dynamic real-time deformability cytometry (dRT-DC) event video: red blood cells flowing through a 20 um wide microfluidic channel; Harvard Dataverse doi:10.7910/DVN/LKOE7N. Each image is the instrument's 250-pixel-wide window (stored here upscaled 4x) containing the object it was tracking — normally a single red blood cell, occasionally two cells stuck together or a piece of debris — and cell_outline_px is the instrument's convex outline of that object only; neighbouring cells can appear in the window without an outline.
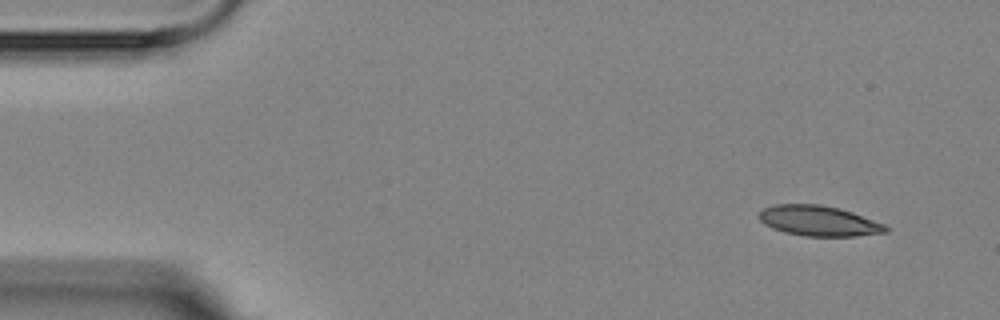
{"species": "Egyptian fruit bat (a non-hibernating species)", "species_latin": "Rousettus aegyptiacus", "temperature_condition": "room temperature", "stored_images_in_passage": 3, "camera_frame_rate_fps": 3000, "um_per_image_px": 0.085, "animal": {"sex": "female"}, "frame": {"image": 1, "passage_image": 1, "time_ms": 0.0, "image_size_px": [1000, 320], "cell_outline_px": [[888, 232], [856, 236], [804, 236], [784, 232], [772, 228], [764, 224], [756, 216], [764, 208], [776, 204], [820, 204], [840, 208], [852, 212], [884, 224], [888, 228]], "centroid_in_image_um": [69.57, 18.77], "position_along_channel_um": 15.4, "area_um2": 22.43}}
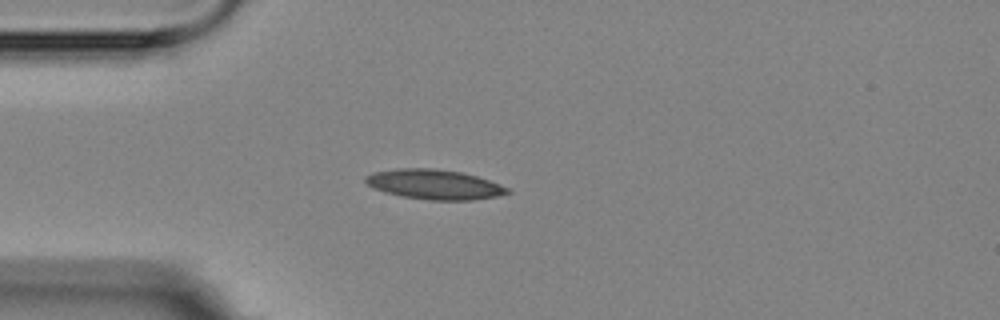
{"frame": {"image": 2, "passage_image": 3, "time_ms": 3.333, "image_size_px": [1000, 320], "cell_outline_px": [[512, 192], [496, 196], [472, 200], [428, 200], [400, 196], [384, 192], [372, 188], [364, 180], [364, 176], [372, 172], [396, 168], [436, 168], [460, 172], [476, 176], [500, 184], [508, 188]], "centroid_in_image_um": [36.87, 15.67], "position_along_channel_um": 48.1, "area_um2": 24.8}}